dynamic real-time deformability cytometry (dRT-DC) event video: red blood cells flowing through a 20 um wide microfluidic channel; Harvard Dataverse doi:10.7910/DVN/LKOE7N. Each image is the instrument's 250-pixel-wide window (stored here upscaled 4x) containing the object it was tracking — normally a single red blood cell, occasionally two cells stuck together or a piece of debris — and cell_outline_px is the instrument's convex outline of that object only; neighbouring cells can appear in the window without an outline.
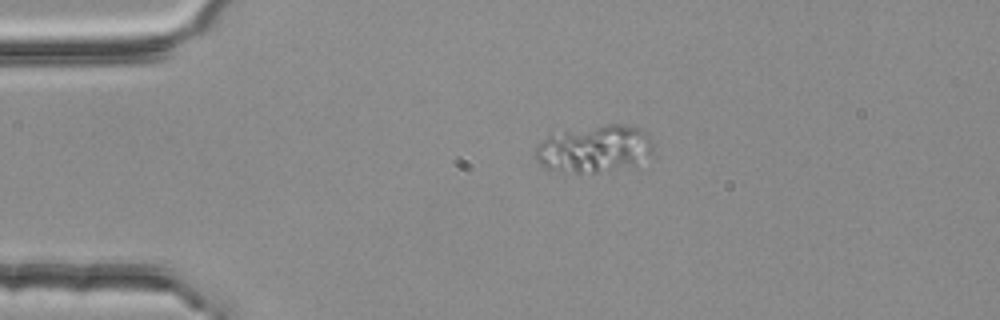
{"species": "common noctule bat (a hibernating species)", "species_latin": "Nyctalus noctula", "temperature_condition": "room temperature", "stored_images_in_passage": 3, "camera_frame_rate_fps": 3000, "um_per_image_px": 0.085, "animal": {"sex": "female", "body_mass_g": 25.1}, "frame": {"image": 1, "passage_image": 3, "time_ms": 0.667, "image_size_px": [1000, 320], "cell_outline_px": [[656, 144], [652, 152], [632, 164], [600, 172], [560, 172], [544, 168], [536, 160], [536, 148], [548, 136], [564, 132], [608, 124], [628, 124], [640, 128]], "centroid_in_image_um": [50.53, 12.64], "position_along_channel_um": 34.5, "area_um2": 31.73}}